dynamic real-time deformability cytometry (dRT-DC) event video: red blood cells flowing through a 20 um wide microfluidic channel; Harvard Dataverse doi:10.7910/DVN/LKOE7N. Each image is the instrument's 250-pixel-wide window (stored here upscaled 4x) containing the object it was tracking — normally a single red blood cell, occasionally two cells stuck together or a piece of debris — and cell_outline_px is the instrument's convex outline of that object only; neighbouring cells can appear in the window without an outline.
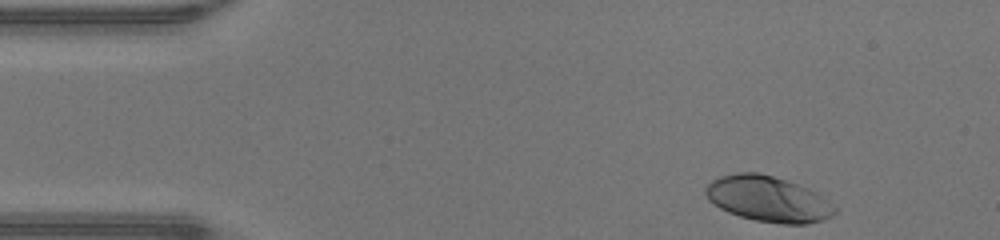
{"species": "human", "species_latin": "Homo sapiens", "temperature_condition": "warm", "stored_images_in_passage": 35, "camera_frame_rate_fps": 3000, "um_per_image_px": 0.085, "donor": {"sex": "male"}, "frame": {"image": 1, "passage_image": 1, "time_ms": 0.0, "image_size_px": [1000, 240], "cell_outline_px": [[836, 212], [832, 216], [824, 220], [804, 224], [780, 224], [756, 220], [740, 216], [728, 212], [720, 208], [708, 200], [704, 192], [704, 188], [712, 180], [720, 176], [736, 172], [756, 172], [788, 180], [808, 188], [824, 196], [836, 208]], "centroid_in_image_um": [65.29, 16.91], "position_along_channel_um": 19.7, "area_um2": 34.56}}
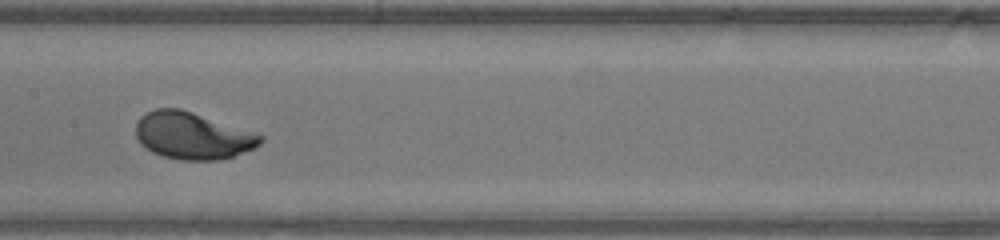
{"frame": {"image": 2, "passage_image": 19, "time_ms": 6.0, "image_size_px": [1000, 240], "cell_outline_px": [[264, 140], [256, 148], [220, 160], [180, 160], [164, 156], [152, 152], [140, 144], [136, 136], [136, 124], [140, 116], [156, 108], [180, 108], [264, 136]], "centroid_in_image_um": [16.35, 11.54], "position_along_channel_um": 191.1, "area_um2": 33.93}}
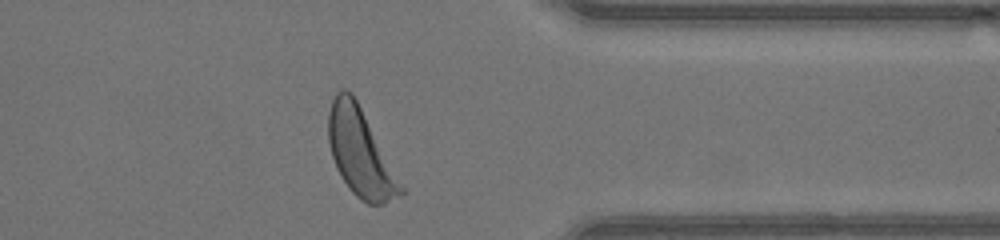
{"frame": {"image": 3, "passage_image": 33, "time_ms": 10.667, "image_size_px": [1000, 240], "cell_outline_px": [[408, 192], [384, 204], [368, 204], [360, 200], [348, 188], [336, 168], [332, 156], [328, 140], [328, 112], [332, 100], [336, 92], [340, 88], [344, 88], [352, 92]], "centroid_in_image_um": [30.65, 12.99], "position_along_channel_um": 380.7, "area_um2": 37.17}, "authors_computed_cell_mechanics": {"area_um2": 33.6396, "velocity_mm_per_s": 4.3389, "shape_relaxation_time_tau1_ms": 1.9094, "shape_relaxation_time_tau2_ms": null, "deformation_change_tau1": 0.1808, "deformation_change_tau2": null}}